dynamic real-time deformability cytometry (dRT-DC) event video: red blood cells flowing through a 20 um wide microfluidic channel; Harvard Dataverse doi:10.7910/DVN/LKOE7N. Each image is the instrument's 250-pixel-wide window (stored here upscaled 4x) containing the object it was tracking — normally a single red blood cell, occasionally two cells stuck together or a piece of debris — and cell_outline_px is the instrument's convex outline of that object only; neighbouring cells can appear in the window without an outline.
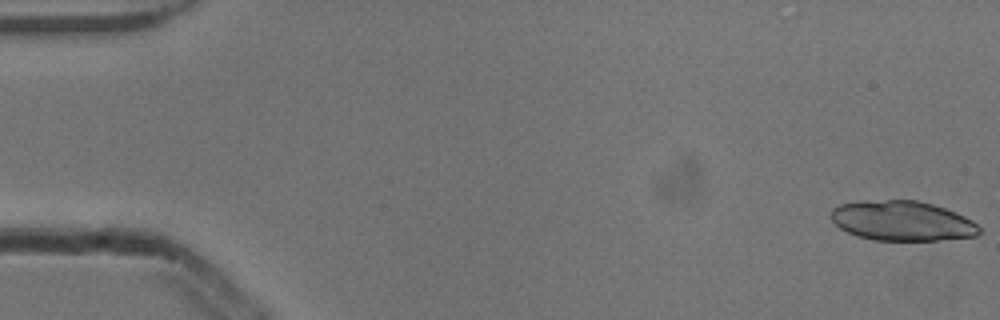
{"species": "common noctule bat (a hibernating species)", "species_latin": "Nyctalus noctula", "temperature_condition": "cold", "stored_images_in_passage": 53, "segment_of_instrument_passage": [1, 2], "camera_frame_rate_fps": 3000, "um_per_image_px": 0.085, "animal": {"sex": "male", "body_mass_g": 13.3}, "frame": {"image": 1, "passage_image": 1, "time_ms": 0.0, "image_size_px": [1000, 320], "cell_outline_px": [[980, 232], [976, 236], [936, 240], [872, 240], [856, 236], [840, 228], [828, 216], [832, 208], [840, 204], [860, 200], [916, 200], [932, 204], [956, 212], [972, 220], [980, 228]], "centroid_in_image_um": [76.64, 18.76], "position_along_channel_um": 8.4, "area_um2": 34.62}}